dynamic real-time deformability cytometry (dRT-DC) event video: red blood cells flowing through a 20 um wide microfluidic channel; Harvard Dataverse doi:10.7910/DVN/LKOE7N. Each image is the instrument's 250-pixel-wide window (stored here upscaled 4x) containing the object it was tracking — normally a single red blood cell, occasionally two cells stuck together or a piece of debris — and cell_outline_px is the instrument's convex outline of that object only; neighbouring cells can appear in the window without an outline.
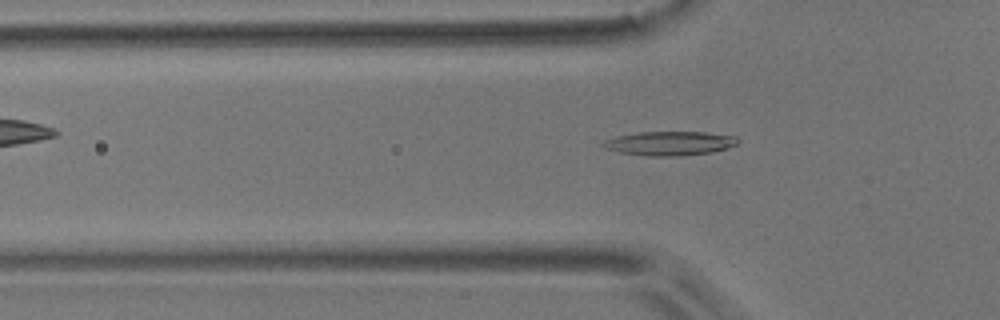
{"species": "common noctule bat (a hibernating species)", "species_latin": "Nyctalus noctula", "temperature_condition": "room temperature", "stored_images_in_passage": 54, "camera_frame_rate_fps": 3000, "um_per_image_px": 0.085, "animal": {"sex": "male", "body_mass_g": 17.9}, "frame": {"image": 1, "passage_image": 17, "time_ms": 5.333, "image_size_px": [1000, 320], "cell_outline_px": [[740, 140], [736, 144], [728, 148], [712, 152], [676, 156], [648, 156], [620, 152], [604, 148], [600, 144], [604, 140], [616, 136], [640, 132], [704, 132], [736, 136]], "centroid_in_image_um": [56.92, 12.18], "position_along_channel_um": 68.9, "area_um2": 18.9}}
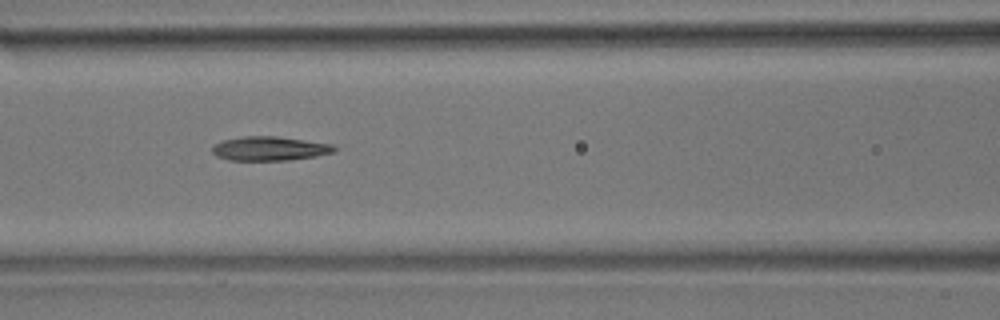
{"frame": {"image": 2, "passage_image": 23, "time_ms": 7.333, "image_size_px": [1000, 320], "cell_outline_px": [[336, 152], [316, 156], [288, 160], [228, 160], [216, 156], [212, 152], [212, 144], [224, 140], [240, 136], [276, 136], [332, 144], [336, 148]], "centroid_in_image_um": [22.89, 12.62], "position_along_channel_um": 143.7, "area_um2": 17.22}}
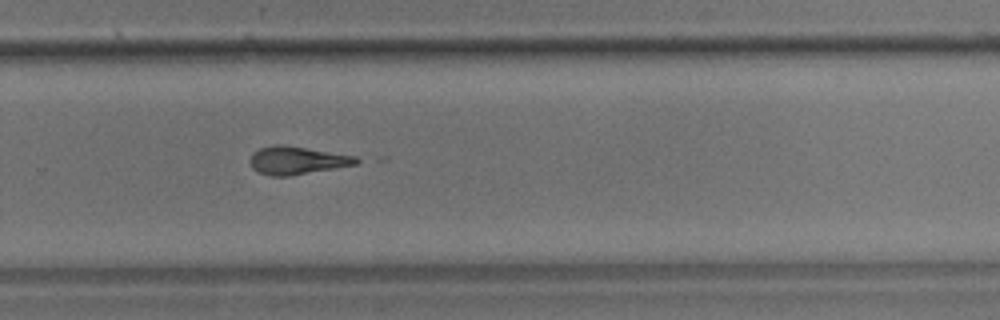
{"frame": {"image": 3, "passage_image": 36, "time_ms": 11.667, "image_size_px": [1000, 320], "cell_outline_px": [[364, 160], [356, 164], [288, 176], [272, 176], [260, 172], [252, 168], [248, 160], [252, 152], [260, 148], [272, 144], [284, 144], [356, 156]], "centroid_in_image_um": [25.22, 13.61], "position_along_channel_um": 304.6, "area_um2": 17.4}, "authors_computed_cell_mechanics": {"area_um2": 17.2822, "velocity_mm_per_s": 3.7261, "shape_relaxation_time_tau1_ms": null, "shape_relaxation_time_tau2_ms": 2.4308, "deformation_change_tau1": null, "deformation_change_tau2": 0.1355}}